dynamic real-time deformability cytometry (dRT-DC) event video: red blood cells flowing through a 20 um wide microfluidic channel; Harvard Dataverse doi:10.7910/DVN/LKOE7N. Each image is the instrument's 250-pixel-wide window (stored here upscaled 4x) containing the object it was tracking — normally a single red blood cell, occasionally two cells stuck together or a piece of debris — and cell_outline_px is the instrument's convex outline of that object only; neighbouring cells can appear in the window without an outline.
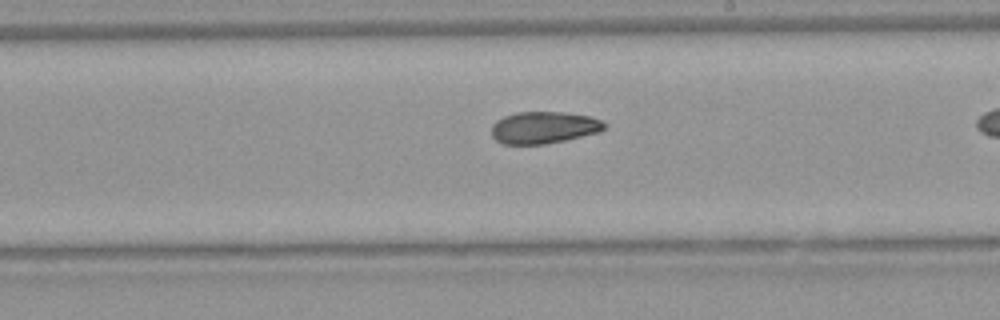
{"species": "Egyptian fruit bat (a non-hibernating species)", "species_latin": "Rousettus aegyptiacus", "temperature_condition": "warm", "stored_images_in_passage": 28, "camera_frame_rate_fps": 3000, "um_per_image_px": 0.085, "animal": {"sex": "female"}, "frame": {"image": 1, "passage_image": 18, "time_ms": 5.667, "image_size_px": [1000, 320], "cell_outline_px": [[608, 124], [600, 132], [564, 140], [544, 144], [504, 144], [496, 140], [492, 136], [492, 124], [496, 120], [504, 116], [516, 112], [560, 112], [592, 116]], "centroid_in_image_um": [46.22, 10.83], "position_along_channel_um": 242.8, "area_um2": 21.04}}
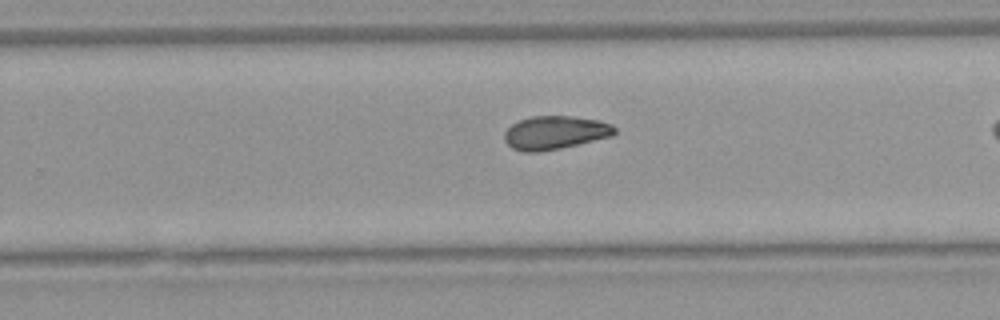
{"frame": {"image": 2, "passage_image": 21, "time_ms": 6.667, "image_size_px": [1000, 320], "cell_outline_px": [[616, 132], [612, 136], [560, 148], [540, 152], [524, 152], [512, 148], [504, 140], [504, 132], [512, 124], [520, 120], [532, 116], [572, 116], [600, 120], [612, 124], [616, 128]], "centroid_in_image_um": [47.18, 11.27], "position_along_channel_um": 282.6, "area_um2": 21.5}}